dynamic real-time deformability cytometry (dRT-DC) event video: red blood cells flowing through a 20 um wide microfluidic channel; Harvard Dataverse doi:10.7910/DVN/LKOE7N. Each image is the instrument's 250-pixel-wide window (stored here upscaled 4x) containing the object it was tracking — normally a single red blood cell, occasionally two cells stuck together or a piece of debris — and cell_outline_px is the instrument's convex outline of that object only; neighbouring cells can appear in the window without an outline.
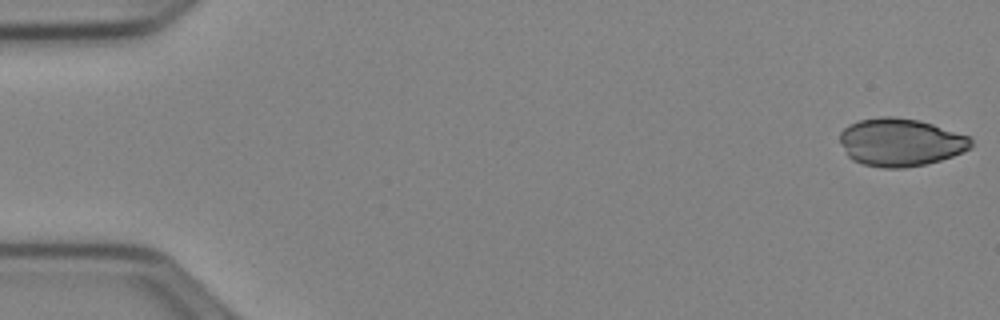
{"species": "Egyptian fruit bat (a non-hibernating species)", "species_latin": "Rousettus aegyptiacus", "temperature_condition": "cold", "stored_images_in_passage": 51, "camera_frame_rate_fps": 3000, "um_per_image_px": 0.085, "animal": {"sex": "female"}, "frame": {"image": 1, "passage_image": 1, "time_ms": 0.0, "image_size_px": [1000, 320], "cell_outline_px": [[972, 148], [952, 156], [940, 160], [924, 164], [904, 168], [884, 168], [864, 164], [852, 160], [848, 156], [840, 140], [840, 132], [848, 124], [860, 120], [880, 116], [892, 116], [920, 120], [972, 136]], "centroid_in_image_um": [76.57, 12.08], "position_along_channel_um": 8.4, "area_um2": 36.76}}